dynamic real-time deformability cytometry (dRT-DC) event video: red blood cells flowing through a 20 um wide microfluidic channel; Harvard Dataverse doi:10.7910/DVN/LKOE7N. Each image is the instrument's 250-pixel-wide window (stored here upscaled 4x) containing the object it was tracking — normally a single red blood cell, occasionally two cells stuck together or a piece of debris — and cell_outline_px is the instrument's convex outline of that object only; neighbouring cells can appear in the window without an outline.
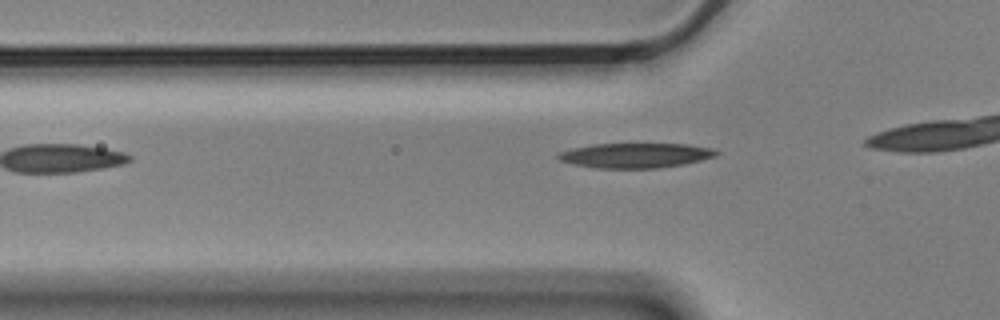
{"species": "Egyptian fruit bat (a non-hibernating species)", "species_latin": "Rousettus aegyptiacus", "temperature_condition": "cold", "stored_images_in_passage": 4, "camera_frame_rate_fps": 3000, "um_per_image_px": 0.085, "animal": {"sex": "male"}, "frame": {"image": 1, "passage_image": 4, "time_ms": 1.0, "image_size_px": [1000, 320], "cell_outline_px": [[720, 152], [716, 156], [684, 164], [660, 168], [596, 168], [576, 164], [560, 160], [556, 156], [560, 152], [572, 148], [592, 144], [688, 144], [712, 148]], "centroid_in_image_um": [54.05, 13.21], "position_along_channel_um": 71.8, "area_um2": 22.77}}